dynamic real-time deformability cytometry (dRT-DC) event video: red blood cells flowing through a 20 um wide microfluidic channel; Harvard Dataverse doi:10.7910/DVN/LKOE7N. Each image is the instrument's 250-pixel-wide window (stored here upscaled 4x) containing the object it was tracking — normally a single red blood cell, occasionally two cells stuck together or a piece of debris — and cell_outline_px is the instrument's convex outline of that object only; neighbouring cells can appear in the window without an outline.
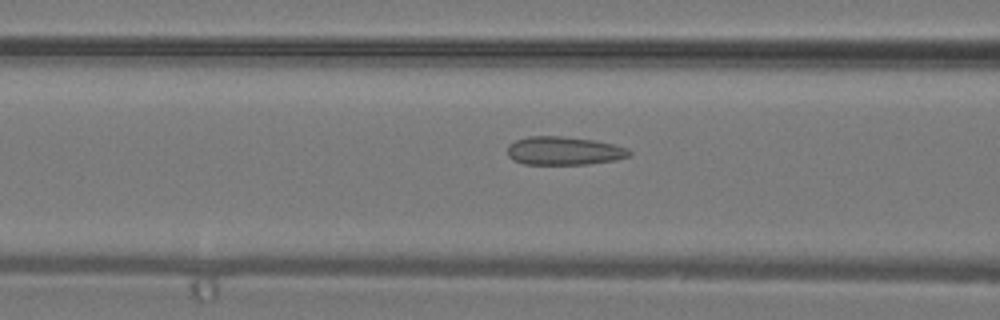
{"species": "common noctule bat (a hibernating species)", "species_latin": "Nyctalus noctula", "temperature_condition": "warm", "stored_images_in_passage": 9, "camera_frame_rate_fps": 3000, "um_per_image_px": 0.085, "animal": {"sex": "male", "body_mass_g": 19.2, "forearm_length_mm": 51.8}, "frame": {"image": 1, "passage_image": 7, "time_ms": 2.0, "image_size_px": [1000, 320], "cell_outline_px": [[632, 156], [616, 160], [588, 164], [524, 164], [512, 160], [508, 156], [508, 144], [516, 140], [528, 136], [560, 136], [596, 140], [628, 148], [632, 152]], "centroid_in_image_um": [47.96, 12.82], "position_along_channel_um": 118.6, "area_um2": 20.35}}